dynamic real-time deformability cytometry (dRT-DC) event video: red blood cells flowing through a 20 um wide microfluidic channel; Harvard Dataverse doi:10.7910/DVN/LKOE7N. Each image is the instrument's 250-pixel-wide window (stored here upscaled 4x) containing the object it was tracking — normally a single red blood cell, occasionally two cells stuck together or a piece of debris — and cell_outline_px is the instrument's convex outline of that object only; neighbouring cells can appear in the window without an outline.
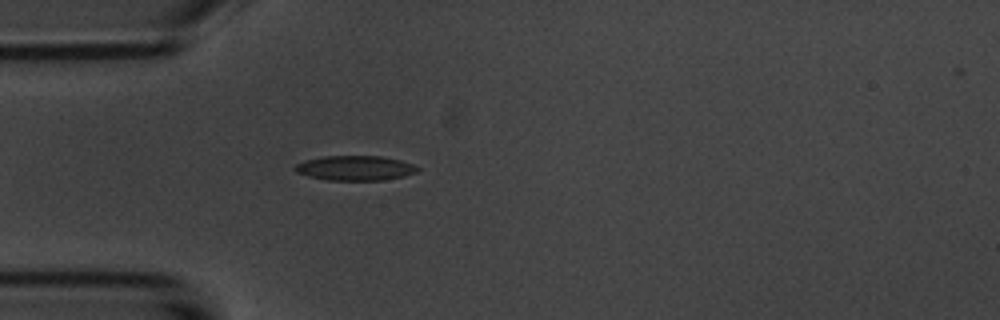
{"species": "common noctule bat (a hibernating species)", "species_latin": "Nyctalus noctula", "temperature_condition": "room temperature", "stored_images_in_passage": 1, "camera_frame_rate_fps": 3000, "um_per_image_px": 0.085, "animal": {"sex": "male", "body_mass_g": 20.1, "forearm_length_mm": 53.5}, "frame": {"image": 1, "passage_image": 1, "time_ms": 0.0, "image_size_px": [1000, 320], "cell_outline_px": [[420, 168], [416, 172], [404, 176], [384, 180], [328, 180], [308, 176], [296, 172], [292, 168], [296, 164], [304, 160], [320, 156], [380, 156], [400, 160], [416, 164]], "centroid_in_image_um": [30.18, 14.28], "position_along_channel_um": 54.8, "area_um2": 17.86}}